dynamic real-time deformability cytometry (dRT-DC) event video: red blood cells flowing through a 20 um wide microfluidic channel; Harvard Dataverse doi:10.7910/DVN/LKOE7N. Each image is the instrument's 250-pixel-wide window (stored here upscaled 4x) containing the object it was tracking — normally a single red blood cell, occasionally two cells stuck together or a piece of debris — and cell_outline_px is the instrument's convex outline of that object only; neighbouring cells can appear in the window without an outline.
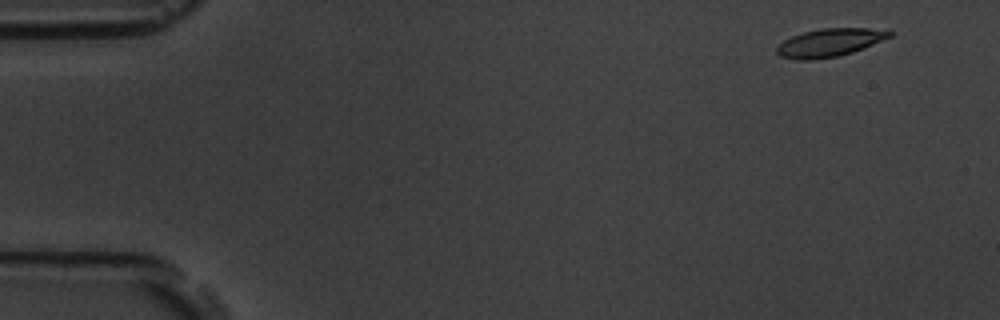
{"species": "common noctule bat (a hibernating species)", "species_latin": "Nyctalus noctula", "temperature_condition": "room temperature", "stored_images_in_passage": 4, "camera_frame_rate_fps": 3000, "um_per_image_px": 0.085, "animal": {"sex": "male", "body_mass_g": 19.5, "forearm_length_mm": 54.6}, "frame": {"image": 1, "passage_image": 1, "time_ms": 0.0, "image_size_px": [1000, 320], "cell_outline_px": [[892, 36], [864, 48], [852, 52], [836, 56], [812, 60], [796, 60], [780, 56], [776, 52], [776, 48], [784, 40], [792, 36], [804, 32], [820, 28], [868, 28], [892, 32]], "centroid_in_image_um": [70.48, 3.63], "position_along_channel_um": 14.5, "area_um2": 18.26}}
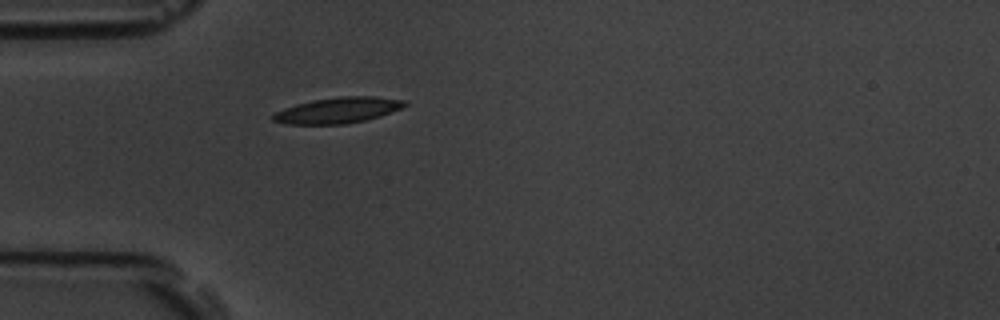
{"frame": {"image": 2, "passage_image": 4, "time_ms": 4.333, "image_size_px": [1000, 320], "cell_outline_px": [[408, 104], [400, 108], [380, 116], [364, 120], [344, 124], [288, 124], [272, 120], [268, 116], [284, 108], [296, 104], [312, 100], [340, 96], [376, 96], [408, 100]], "centroid_in_image_um": [28.72, 9.36], "position_along_channel_um": 56.3, "area_um2": 19.88}}